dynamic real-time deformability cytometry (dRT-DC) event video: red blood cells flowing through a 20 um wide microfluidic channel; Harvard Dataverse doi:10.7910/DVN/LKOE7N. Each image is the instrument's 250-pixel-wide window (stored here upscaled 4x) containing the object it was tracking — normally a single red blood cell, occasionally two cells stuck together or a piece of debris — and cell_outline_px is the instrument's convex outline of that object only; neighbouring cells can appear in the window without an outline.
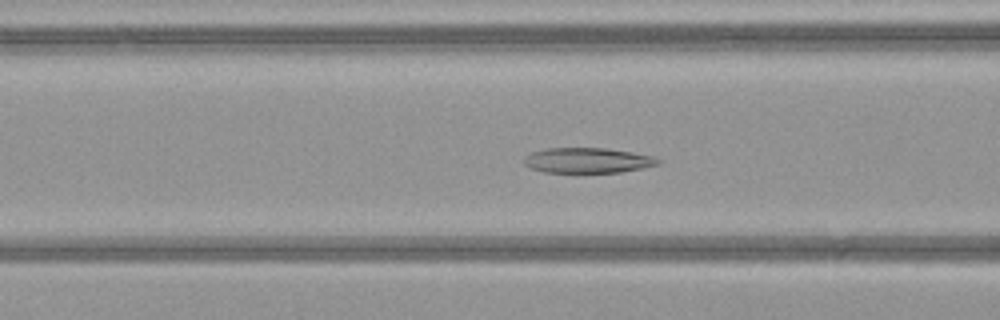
{"species": "common noctule bat (a hibernating species)", "species_latin": "Nyctalus noctula", "temperature_condition": "warm", "stored_images_in_passage": 50, "camera_frame_rate_fps": 3000, "um_per_image_px": 0.085, "animal": {"sex": "female", "body_mass_g": 21.9}, "frame": {"image": 1, "passage_image": 20, "time_ms": 6.333, "image_size_px": [1000, 320], "cell_outline_px": [[660, 164], [644, 168], [620, 172], [544, 172], [532, 168], [524, 164], [524, 156], [532, 152], [544, 148], [604, 148], [632, 152], [652, 156], [660, 160]], "centroid_in_image_um": [49.94, 13.63], "position_along_channel_um": 116.7, "area_um2": 19.65}}
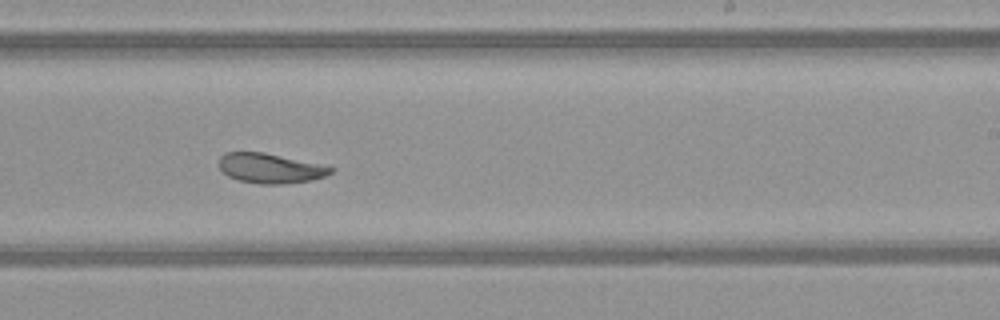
{"frame": {"image": 2, "passage_image": 31, "time_ms": 10.0, "image_size_px": [1000, 320], "cell_outline_px": [[336, 168], [332, 172], [324, 176], [312, 180], [284, 184], [260, 184], [240, 180], [228, 176], [220, 168], [220, 156], [224, 152], [264, 152]], "centroid_in_image_um": [22.96, 14.3], "position_along_channel_um": 266.0, "area_um2": 19.19}}
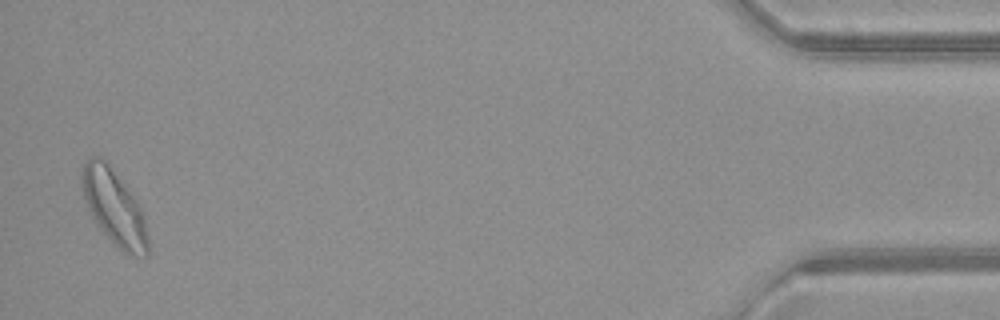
{"frame": {"image": 3, "passage_image": 49, "time_ms": 16.0, "image_size_px": [1000, 320], "cell_outline_px": [[148, 256], [136, 256], [124, 252], [96, 224], [84, 200], [80, 184], [80, 176], [84, 164], [92, 156], [100, 156], [108, 164], [124, 184], [136, 200], [144, 216], [148, 236]], "centroid_in_image_um": [9.68, 17.61], "position_along_channel_um": 425.5, "area_um2": 28.55}, "authors_computed_cell_mechanics": {"area_um2": 22.6287, "velocity_mm_per_s": 4.071, "shape_relaxation_time_tau1_ms": 5.5854, "shape_relaxation_time_tau2_ms": 3.0131, "deformation_change_tau1": 0.1683, "deformation_change_tau2": 0.0608}}